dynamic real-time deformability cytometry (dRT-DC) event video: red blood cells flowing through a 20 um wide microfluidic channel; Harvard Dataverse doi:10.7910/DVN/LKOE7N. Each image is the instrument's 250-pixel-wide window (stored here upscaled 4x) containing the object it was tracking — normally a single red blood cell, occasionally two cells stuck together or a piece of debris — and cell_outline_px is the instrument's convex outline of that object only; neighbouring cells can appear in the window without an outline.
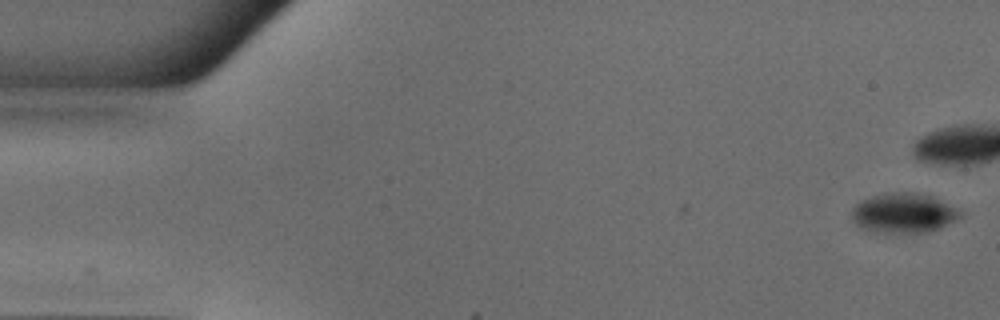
{"species": "common noctule bat (a hibernating species)", "species_latin": "Nyctalus noctula", "temperature_condition": "warm", "stored_images_in_passage": 12, "camera_frame_rate_fps": 3000, "um_per_image_px": 0.085, "animal": {"sex": "male", "body_mass_g": 18.8}, "frame": {"image": 1, "passage_image": 1, "time_ms": 0.0, "image_size_px": [1000, 320], "cell_outline_px": [[964, 216], [940, 228], [928, 232], [884, 232], [860, 228], [852, 220], [852, 208], [860, 200], [872, 196], [904, 192], [912, 192], [932, 196], [964, 212]], "centroid_in_image_um": [76.83, 18.11], "position_along_channel_um": 8.2, "area_um2": 24.91}}